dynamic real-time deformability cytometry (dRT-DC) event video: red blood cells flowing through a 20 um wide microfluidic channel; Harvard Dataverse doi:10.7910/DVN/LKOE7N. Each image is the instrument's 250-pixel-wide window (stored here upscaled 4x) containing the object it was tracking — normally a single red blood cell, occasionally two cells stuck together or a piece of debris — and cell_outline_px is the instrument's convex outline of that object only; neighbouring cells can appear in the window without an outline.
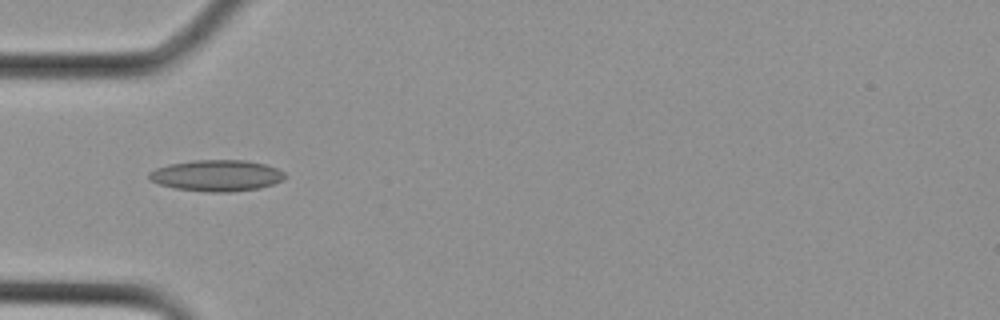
{"species": "Egyptian fruit bat (a non-hibernating species)", "species_latin": "Rousettus aegyptiacus", "temperature_condition": "cold", "stored_images_in_passage": 26, "camera_frame_rate_fps": 3000, "um_per_image_px": 0.085, "animal": {"sex": "female"}, "frame": {"image": 1, "passage_image": 6, "time_ms": 1.667, "image_size_px": [1000, 320], "cell_outline_px": [[288, 176], [284, 180], [260, 188], [228, 192], [208, 192], [176, 188], [160, 184], [148, 180], [148, 172], [156, 168], [168, 164], [192, 160], [244, 160], [264, 164], [276, 168], [284, 172]], "centroid_in_image_um": [18.41, 14.92], "position_along_channel_um": 66.6, "area_um2": 24.85}}
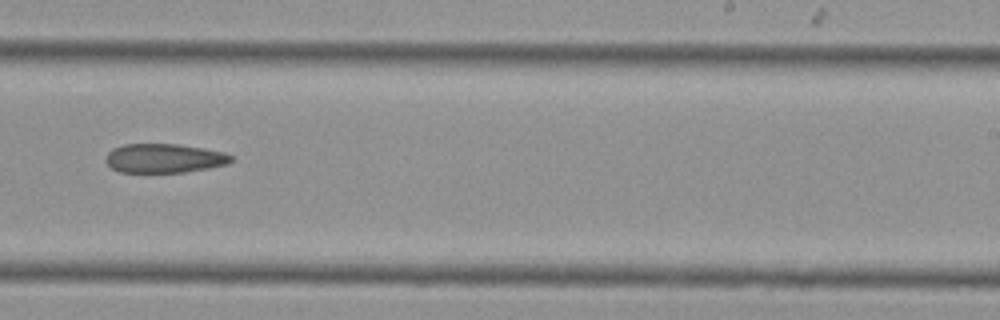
{"frame": {"image": 2, "passage_image": 15, "time_ms": 4.667, "image_size_px": [1000, 320], "cell_outline_px": [[232, 160], [228, 164], [208, 168], [184, 172], [120, 172], [112, 168], [104, 160], [108, 152], [112, 148], [124, 144], [176, 144], [204, 148], [224, 152], [232, 156]], "centroid_in_image_um": [13.94, 13.45], "position_along_channel_um": 275.1, "area_um2": 21.27}}
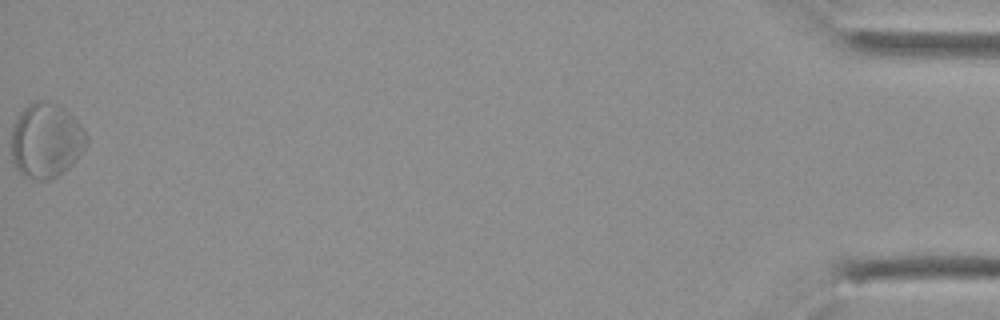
{"frame": {"image": 3, "passage_image": 26, "time_ms": 8.333, "image_size_px": [1000, 320], "cell_outline_px": [[88, 144], [80, 156], [64, 172], [48, 180], [36, 180], [24, 176], [16, 168], [12, 160], [12, 128], [20, 112], [28, 104], [36, 100], [44, 100], [56, 104], [64, 108], [84, 128], [88, 136]], "centroid_in_image_um": [3.94, 11.95], "position_along_channel_um": 431.3, "area_um2": 33.0}}